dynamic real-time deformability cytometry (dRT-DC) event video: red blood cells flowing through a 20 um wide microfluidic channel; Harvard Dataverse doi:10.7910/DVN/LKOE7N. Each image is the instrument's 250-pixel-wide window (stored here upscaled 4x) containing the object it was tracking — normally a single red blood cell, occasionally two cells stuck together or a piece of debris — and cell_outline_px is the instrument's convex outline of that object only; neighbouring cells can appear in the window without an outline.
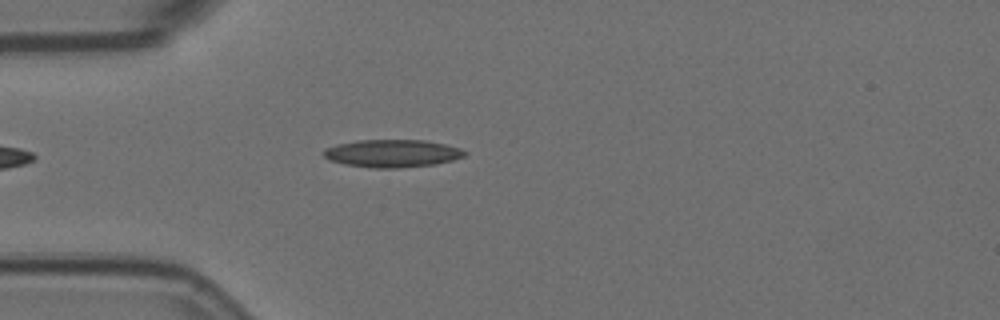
{"species": "Egyptian fruit bat (a non-hibernating species)", "species_latin": "Rousettus aegyptiacus", "temperature_condition": "room temperature", "stored_images_in_passage": 46, "camera_frame_rate_fps": 3000, "um_per_image_px": 0.085, "animal": {"sex": "female"}, "frame": {"image": 1, "passage_image": 5, "time_ms": 1.333, "image_size_px": [1000, 320], "cell_outline_px": [[468, 152], [464, 156], [452, 160], [436, 164], [400, 168], [372, 168], [344, 164], [328, 160], [324, 156], [324, 148], [336, 144], [356, 140], [424, 140], [444, 144], [460, 148]], "centroid_in_image_um": [33.32, 13.04], "position_along_channel_um": 51.7, "area_um2": 22.89}}
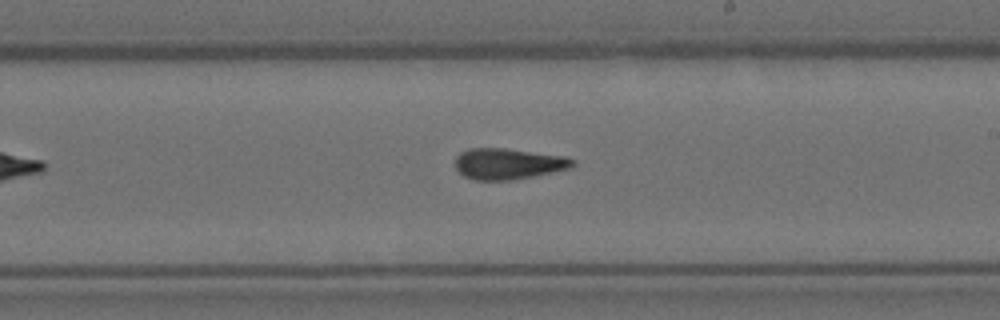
{"frame": {"image": 2, "passage_image": 22, "time_ms": 7.0, "image_size_px": [1000, 320], "cell_outline_px": [[576, 164], [572, 168], [512, 180], [472, 180], [464, 176], [456, 168], [456, 156], [460, 152], [468, 148], [504, 148], [564, 156], [576, 160]], "centroid_in_image_um": [43.2, 13.92], "position_along_channel_um": 245.8, "area_um2": 21.27}}
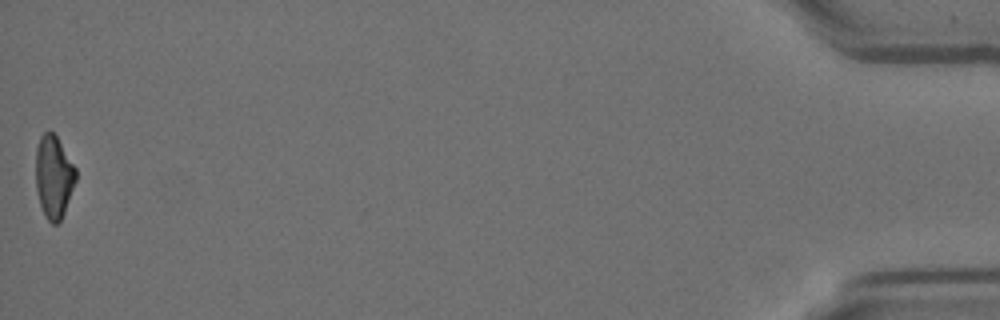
{"frame": {"image": 3, "passage_image": 46, "time_ms": 15.0, "image_size_px": [1000, 320], "cell_outline_px": [[76, 180], [64, 212], [60, 220], [56, 224], [52, 224], [48, 220], [40, 204], [36, 188], [36, 148], [40, 136], [44, 132], [52, 132], [56, 136], [76, 168]], "centroid_in_image_um": [4.56, 15.01], "position_along_channel_um": 430.6, "area_um2": 19.02}, "authors_computed_cell_mechanics": {"area_um2": 20.9236, "velocity_mm_per_s": 3.566, "shape_relaxation_time_tau1_ms": null, "shape_relaxation_time_tau2_ms": 3.7299, "deformation_change_tau1": null, "deformation_change_tau2": 0.1244}}